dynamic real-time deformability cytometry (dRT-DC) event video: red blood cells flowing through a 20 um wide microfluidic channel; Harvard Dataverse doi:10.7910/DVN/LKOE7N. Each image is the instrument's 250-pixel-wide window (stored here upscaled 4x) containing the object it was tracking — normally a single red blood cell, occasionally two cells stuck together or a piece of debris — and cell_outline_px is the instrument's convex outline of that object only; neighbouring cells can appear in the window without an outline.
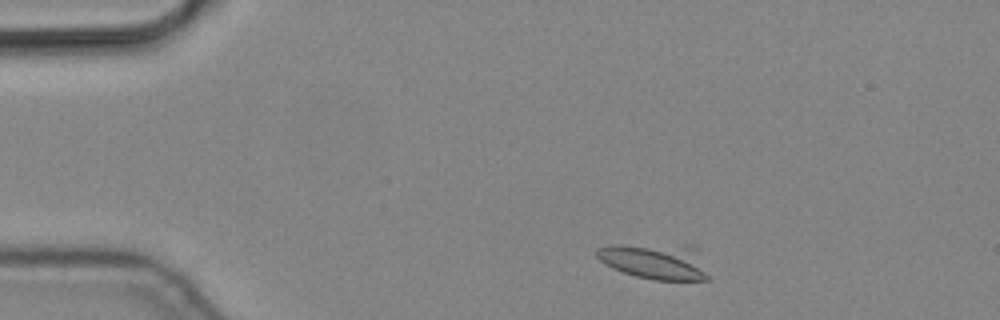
{"species": "common noctule bat (a hibernating species)", "species_latin": "Nyctalus noctula", "temperature_condition": "cold", "stored_images_in_passage": 4, "camera_frame_rate_fps": 3000, "um_per_image_px": 0.085, "animal": {"sex": "male", "body_mass_g": 19.2, "forearm_length_mm": 51.8}, "frame": {"image": 1, "passage_image": 2, "time_ms": 0.333, "image_size_px": [1000, 320], "cell_outline_px": [[712, 280], [652, 280], [636, 276], [612, 268], [604, 264], [596, 256], [596, 248], [612, 244], [696, 244]], "centroid_in_image_um": [55.77, 22.18], "position_along_channel_um": 29.2, "area_um2": 24.28}}